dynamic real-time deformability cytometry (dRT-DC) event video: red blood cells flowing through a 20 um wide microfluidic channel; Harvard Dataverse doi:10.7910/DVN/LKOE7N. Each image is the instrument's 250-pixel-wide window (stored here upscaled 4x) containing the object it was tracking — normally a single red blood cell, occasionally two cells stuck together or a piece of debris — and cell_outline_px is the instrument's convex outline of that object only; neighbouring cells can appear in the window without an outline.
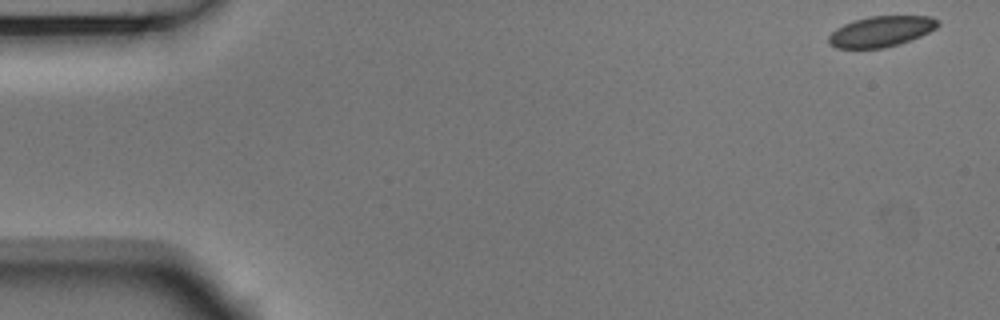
{"species": "Egyptian fruit bat (a non-hibernating species)", "species_latin": "Rousettus aegyptiacus", "temperature_condition": "room temperature", "stored_images_in_passage": 53, "camera_frame_rate_fps": 3000, "um_per_image_px": 0.085, "animal": {"sex": "male"}, "frame": {"image": 1, "passage_image": 1, "time_ms": 0.0, "image_size_px": [1000, 320], "cell_outline_px": [[940, 24], [936, 28], [920, 36], [884, 48], [836, 48], [828, 44], [828, 36], [836, 28], [852, 20], [868, 16], [932, 16], [940, 20]], "centroid_in_image_um": [74.87, 2.65], "position_along_channel_um": 10.1, "area_um2": 19.54}}
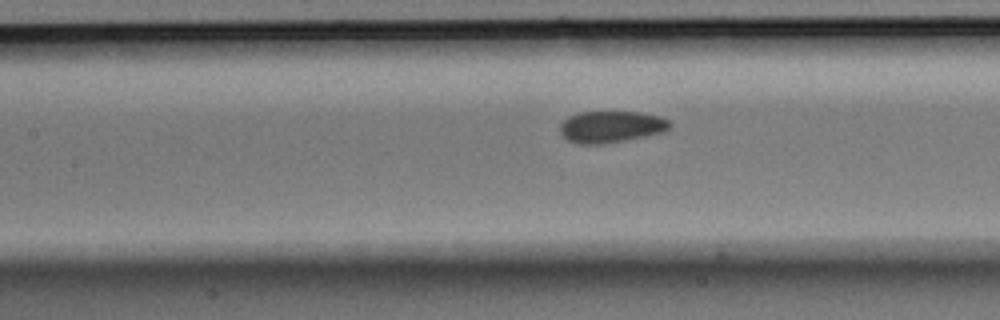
{"frame": {"image": 2, "passage_image": 23, "time_ms": 7.333, "image_size_px": [1000, 320], "cell_outline_px": [[672, 128], [664, 132], [624, 140], [600, 144], [580, 144], [568, 140], [560, 132], [560, 124], [568, 116], [580, 112], [640, 112], [660, 116], [668, 120], [672, 124]], "centroid_in_image_um": [51.97, 10.76], "position_along_channel_um": 155.4, "area_um2": 20.23}}
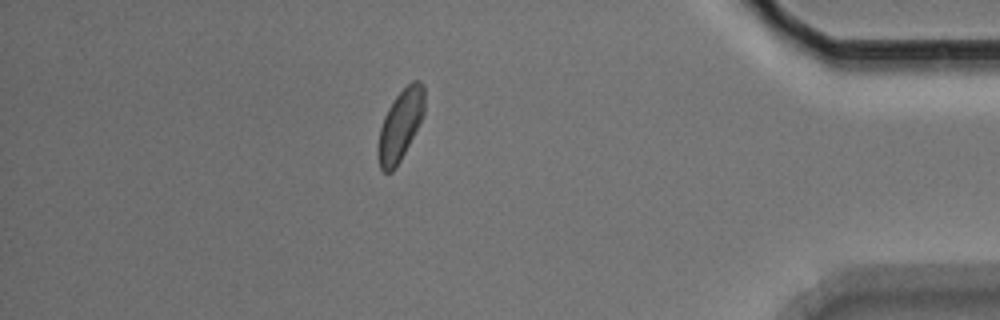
{"frame": {"image": 3, "passage_image": 46, "time_ms": 15.0, "image_size_px": [1000, 320], "cell_outline_px": [[424, 112], [396, 168], [392, 172], [384, 172], [380, 168], [376, 156], [376, 148], [380, 128], [384, 116], [388, 108], [396, 96], [412, 80], [420, 80], [424, 84]], "centroid_in_image_um": [33.99, 10.65], "position_along_channel_um": 401.2, "area_um2": 18.96}, "authors_computed_cell_mechanics": {"area_um2": 20.0566, "velocity_mm_per_s": 3.7148, "shape_relaxation_time_tau1_ms": 3.9443, "shape_relaxation_time_tau2_ms": 2.1476, "deformation_change_tau1": 0.0853, "deformation_change_tau2": 0.0495}}